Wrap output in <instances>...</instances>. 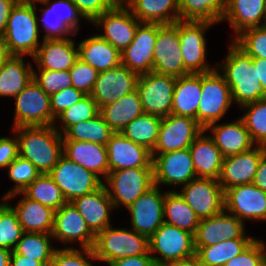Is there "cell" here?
<instances>
[{"label":"cell","instance_id":"37","mask_svg":"<svg viewBox=\"0 0 266 266\" xmlns=\"http://www.w3.org/2000/svg\"><path fill=\"white\" fill-rule=\"evenodd\" d=\"M164 222L195 235L200 219L176 191L165 193Z\"/></svg>","mask_w":266,"mask_h":266},{"label":"cell","instance_id":"4","mask_svg":"<svg viewBox=\"0 0 266 266\" xmlns=\"http://www.w3.org/2000/svg\"><path fill=\"white\" fill-rule=\"evenodd\" d=\"M35 4L16 3L12 8L4 32L8 48L13 56H34L39 48L38 21Z\"/></svg>","mask_w":266,"mask_h":266},{"label":"cell","instance_id":"19","mask_svg":"<svg viewBox=\"0 0 266 266\" xmlns=\"http://www.w3.org/2000/svg\"><path fill=\"white\" fill-rule=\"evenodd\" d=\"M92 23L103 27L105 34L99 36L111 43L121 53L133 41L141 22L123 4H119L112 10L96 17Z\"/></svg>","mask_w":266,"mask_h":266},{"label":"cell","instance_id":"3","mask_svg":"<svg viewBox=\"0 0 266 266\" xmlns=\"http://www.w3.org/2000/svg\"><path fill=\"white\" fill-rule=\"evenodd\" d=\"M88 258L110 263L149 253V238L136 231L106 227L96 235L93 249L83 248Z\"/></svg>","mask_w":266,"mask_h":266},{"label":"cell","instance_id":"48","mask_svg":"<svg viewBox=\"0 0 266 266\" xmlns=\"http://www.w3.org/2000/svg\"><path fill=\"white\" fill-rule=\"evenodd\" d=\"M234 42L252 58L266 59V26L244 30Z\"/></svg>","mask_w":266,"mask_h":266},{"label":"cell","instance_id":"59","mask_svg":"<svg viewBox=\"0 0 266 266\" xmlns=\"http://www.w3.org/2000/svg\"><path fill=\"white\" fill-rule=\"evenodd\" d=\"M16 3V0H0V35H4L8 18Z\"/></svg>","mask_w":266,"mask_h":266},{"label":"cell","instance_id":"34","mask_svg":"<svg viewBox=\"0 0 266 266\" xmlns=\"http://www.w3.org/2000/svg\"><path fill=\"white\" fill-rule=\"evenodd\" d=\"M99 113L114 133H121L131 121L144 114V111L139 94L135 90L113 103L100 107Z\"/></svg>","mask_w":266,"mask_h":266},{"label":"cell","instance_id":"1","mask_svg":"<svg viewBox=\"0 0 266 266\" xmlns=\"http://www.w3.org/2000/svg\"><path fill=\"white\" fill-rule=\"evenodd\" d=\"M17 133L19 156L30 161L41 174H48L63 154L61 130L52 126H20Z\"/></svg>","mask_w":266,"mask_h":266},{"label":"cell","instance_id":"15","mask_svg":"<svg viewBox=\"0 0 266 266\" xmlns=\"http://www.w3.org/2000/svg\"><path fill=\"white\" fill-rule=\"evenodd\" d=\"M154 185L187 184L197 178L189 148L152 156Z\"/></svg>","mask_w":266,"mask_h":266},{"label":"cell","instance_id":"54","mask_svg":"<svg viewBox=\"0 0 266 266\" xmlns=\"http://www.w3.org/2000/svg\"><path fill=\"white\" fill-rule=\"evenodd\" d=\"M83 17L93 21L106 11L112 10L120 4V0H71Z\"/></svg>","mask_w":266,"mask_h":266},{"label":"cell","instance_id":"63","mask_svg":"<svg viewBox=\"0 0 266 266\" xmlns=\"http://www.w3.org/2000/svg\"><path fill=\"white\" fill-rule=\"evenodd\" d=\"M12 56L4 35H0V67Z\"/></svg>","mask_w":266,"mask_h":266},{"label":"cell","instance_id":"45","mask_svg":"<svg viewBox=\"0 0 266 266\" xmlns=\"http://www.w3.org/2000/svg\"><path fill=\"white\" fill-rule=\"evenodd\" d=\"M7 167L10 179L16 182L17 186L3 196V201L5 202L17 194H22L21 192L41 175L39 170L30 161L21 156H18Z\"/></svg>","mask_w":266,"mask_h":266},{"label":"cell","instance_id":"5","mask_svg":"<svg viewBox=\"0 0 266 266\" xmlns=\"http://www.w3.org/2000/svg\"><path fill=\"white\" fill-rule=\"evenodd\" d=\"M218 69L201 73L202 95L197 110V122L205 129L216 123L232 104L231 90Z\"/></svg>","mask_w":266,"mask_h":266},{"label":"cell","instance_id":"53","mask_svg":"<svg viewBox=\"0 0 266 266\" xmlns=\"http://www.w3.org/2000/svg\"><path fill=\"white\" fill-rule=\"evenodd\" d=\"M85 94L70 86L50 96L52 116L56 119L64 110L79 102Z\"/></svg>","mask_w":266,"mask_h":266},{"label":"cell","instance_id":"60","mask_svg":"<svg viewBox=\"0 0 266 266\" xmlns=\"http://www.w3.org/2000/svg\"><path fill=\"white\" fill-rule=\"evenodd\" d=\"M253 184L266 192V152L261 156Z\"/></svg>","mask_w":266,"mask_h":266},{"label":"cell","instance_id":"49","mask_svg":"<svg viewBox=\"0 0 266 266\" xmlns=\"http://www.w3.org/2000/svg\"><path fill=\"white\" fill-rule=\"evenodd\" d=\"M40 72L41 74L37 75L34 70L33 80L49 96L72 86V78L69 71L40 70Z\"/></svg>","mask_w":266,"mask_h":266},{"label":"cell","instance_id":"12","mask_svg":"<svg viewBox=\"0 0 266 266\" xmlns=\"http://www.w3.org/2000/svg\"><path fill=\"white\" fill-rule=\"evenodd\" d=\"M203 131L204 128L191 117L174 114L163 117L151 155L189 148Z\"/></svg>","mask_w":266,"mask_h":266},{"label":"cell","instance_id":"29","mask_svg":"<svg viewBox=\"0 0 266 266\" xmlns=\"http://www.w3.org/2000/svg\"><path fill=\"white\" fill-rule=\"evenodd\" d=\"M203 131L189 147L197 177L218 180L223 164V155L211 136H202Z\"/></svg>","mask_w":266,"mask_h":266},{"label":"cell","instance_id":"9","mask_svg":"<svg viewBox=\"0 0 266 266\" xmlns=\"http://www.w3.org/2000/svg\"><path fill=\"white\" fill-rule=\"evenodd\" d=\"M105 180L113 190L112 192L106 186L114 208L116 206L121 207V205L128 208L142 194L154 186L153 168H130L111 171Z\"/></svg>","mask_w":266,"mask_h":266},{"label":"cell","instance_id":"41","mask_svg":"<svg viewBox=\"0 0 266 266\" xmlns=\"http://www.w3.org/2000/svg\"><path fill=\"white\" fill-rule=\"evenodd\" d=\"M161 121L159 116L144 113L131 121L121 133L152 152L157 143Z\"/></svg>","mask_w":266,"mask_h":266},{"label":"cell","instance_id":"22","mask_svg":"<svg viewBox=\"0 0 266 266\" xmlns=\"http://www.w3.org/2000/svg\"><path fill=\"white\" fill-rule=\"evenodd\" d=\"M106 149L109 172L130 168H153L151 151L122 133H113Z\"/></svg>","mask_w":266,"mask_h":266},{"label":"cell","instance_id":"32","mask_svg":"<svg viewBox=\"0 0 266 266\" xmlns=\"http://www.w3.org/2000/svg\"><path fill=\"white\" fill-rule=\"evenodd\" d=\"M201 74H188L176 79L171 114L197 120L201 100Z\"/></svg>","mask_w":266,"mask_h":266},{"label":"cell","instance_id":"52","mask_svg":"<svg viewBox=\"0 0 266 266\" xmlns=\"http://www.w3.org/2000/svg\"><path fill=\"white\" fill-rule=\"evenodd\" d=\"M224 266H266V251L262 241L255 240L244 252Z\"/></svg>","mask_w":266,"mask_h":266},{"label":"cell","instance_id":"67","mask_svg":"<svg viewBox=\"0 0 266 266\" xmlns=\"http://www.w3.org/2000/svg\"><path fill=\"white\" fill-rule=\"evenodd\" d=\"M264 21L265 22L263 24H264V26H266V7H265V14H264Z\"/></svg>","mask_w":266,"mask_h":266},{"label":"cell","instance_id":"31","mask_svg":"<svg viewBox=\"0 0 266 266\" xmlns=\"http://www.w3.org/2000/svg\"><path fill=\"white\" fill-rule=\"evenodd\" d=\"M78 57L98 72L113 69L121 64V53L99 35L79 43Z\"/></svg>","mask_w":266,"mask_h":266},{"label":"cell","instance_id":"55","mask_svg":"<svg viewBox=\"0 0 266 266\" xmlns=\"http://www.w3.org/2000/svg\"><path fill=\"white\" fill-rule=\"evenodd\" d=\"M50 266H92L81 251L74 248L56 249Z\"/></svg>","mask_w":266,"mask_h":266},{"label":"cell","instance_id":"7","mask_svg":"<svg viewBox=\"0 0 266 266\" xmlns=\"http://www.w3.org/2000/svg\"><path fill=\"white\" fill-rule=\"evenodd\" d=\"M154 252L162 256H152L156 266L192 257L196 255L194 235L164 222L149 238V253Z\"/></svg>","mask_w":266,"mask_h":266},{"label":"cell","instance_id":"39","mask_svg":"<svg viewBox=\"0 0 266 266\" xmlns=\"http://www.w3.org/2000/svg\"><path fill=\"white\" fill-rule=\"evenodd\" d=\"M114 132L100 113L95 117L70 126L62 135L63 141L92 142L106 146Z\"/></svg>","mask_w":266,"mask_h":266},{"label":"cell","instance_id":"44","mask_svg":"<svg viewBox=\"0 0 266 266\" xmlns=\"http://www.w3.org/2000/svg\"><path fill=\"white\" fill-rule=\"evenodd\" d=\"M241 107L248 110L241 119L252 141L258 146L266 147V97Z\"/></svg>","mask_w":266,"mask_h":266},{"label":"cell","instance_id":"66","mask_svg":"<svg viewBox=\"0 0 266 266\" xmlns=\"http://www.w3.org/2000/svg\"><path fill=\"white\" fill-rule=\"evenodd\" d=\"M36 1L47 5L50 0H16L17 3H27V4H35Z\"/></svg>","mask_w":266,"mask_h":266},{"label":"cell","instance_id":"64","mask_svg":"<svg viewBox=\"0 0 266 266\" xmlns=\"http://www.w3.org/2000/svg\"><path fill=\"white\" fill-rule=\"evenodd\" d=\"M163 266H201V265L197 255H194L186 259L176 260L166 263Z\"/></svg>","mask_w":266,"mask_h":266},{"label":"cell","instance_id":"46","mask_svg":"<svg viewBox=\"0 0 266 266\" xmlns=\"http://www.w3.org/2000/svg\"><path fill=\"white\" fill-rule=\"evenodd\" d=\"M0 204V247L14 250L24 231L12 206Z\"/></svg>","mask_w":266,"mask_h":266},{"label":"cell","instance_id":"2","mask_svg":"<svg viewBox=\"0 0 266 266\" xmlns=\"http://www.w3.org/2000/svg\"><path fill=\"white\" fill-rule=\"evenodd\" d=\"M218 66L224 71L232 101L235 100L240 107L265 98L253 58L235 42L230 45L225 64Z\"/></svg>","mask_w":266,"mask_h":266},{"label":"cell","instance_id":"56","mask_svg":"<svg viewBox=\"0 0 266 266\" xmlns=\"http://www.w3.org/2000/svg\"><path fill=\"white\" fill-rule=\"evenodd\" d=\"M43 15L44 28L47 30V34H45L43 39H66L68 37H65L64 35L73 33L55 14H53V16H55L54 22L51 21V14Z\"/></svg>","mask_w":266,"mask_h":266},{"label":"cell","instance_id":"50","mask_svg":"<svg viewBox=\"0 0 266 266\" xmlns=\"http://www.w3.org/2000/svg\"><path fill=\"white\" fill-rule=\"evenodd\" d=\"M72 78V87L90 95L99 72L89 64L78 59L69 70Z\"/></svg>","mask_w":266,"mask_h":266},{"label":"cell","instance_id":"38","mask_svg":"<svg viewBox=\"0 0 266 266\" xmlns=\"http://www.w3.org/2000/svg\"><path fill=\"white\" fill-rule=\"evenodd\" d=\"M256 239L223 240L218 244L201 247L196 255L201 266H224L244 252Z\"/></svg>","mask_w":266,"mask_h":266},{"label":"cell","instance_id":"57","mask_svg":"<svg viewBox=\"0 0 266 266\" xmlns=\"http://www.w3.org/2000/svg\"><path fill=\"white\" fill-rule=\"evenodd\" d=\"M19 156L18 140L8 137L0 138V167H7Z\"/></svg>","mask_w":266,"mask_h":266},{"label":"cell","instance_id":"28","mask_svg":"<svg viewBox=\"0 0 266 266\" xmlns=\"http://www.w3.org/2000/svg\"><path fill=\"white\" fill-rule=\"evenodd\" d=\"M63 155L97 176L109 173L106 146L81 141H63Z\"/></svg>","mask_w":266,"mask_h":266},{"label":"cell","instance_id":"26","mask_svg":"<svg viewBox=\"0 0 266 266\" xmlns=\"http://www.w3.org/2000/svg\"><path fill=\"white\" fill-rule=\"evenodd\" d=\"M71 203L95 235L111 226L109 212L115 208L105 184L93 193L73 199Z\"/></svg>","mask_w":266,"mask_h":266},{"label":"cell","instance_id":"51","mask_svg":"<svg viewBox=\"0 0 266 266\" xmlns=\"http://www.w3.org/2000/svg\"><path fill=\"white\" fill-rule=\"evenodd\" d=\"M61 6L65 8V11H63ZM59 9L61 11L60 13ZM42 11L43 14H55L59 20L73 32V34H75L77 29H79L78 17L82 16V18H84L78 11L77 6L71 0H58L53 5L50 4V7H47V9H42Z\"/></svg>","mask_w":266,"mask_h":266},{"label":"cell","instance_id":"14","mask_svg":"<svg viewBox=\"0 0 266 266\" xmlns=\"http://www.w3.org/2000/svg\"><path fill=\"white\" fill-rule=\"evenodd\" d=\"M213 23L209 21H179L180 51L184 68L190 74L213 70L205 64L206 42L204 32Z\"/></svg>","mask_w":266,"mask_h":266},{"label":"cell","instance_id":"6","mask_svg":"<svg viewBox=\"0 0 266 266\" xmlns=\"http://www.w3.org/2000/svg\"><path fill=\"white\" fill-rule=\"evenodd\" d=\"M48 175L62 190L67 202L93 193L104 185L99 176L68 159L63 154Z\"/></svg>","mask_w":266,"mask_h":266},{"label":"cell","instance_id":"8","mask_svg":"<svg viewBox=\"0 0 266 266\" xmlns=\"http://www.w3.org/2000/svg\"><path fill=\"white\" fill-rule=\"evenodd\" d=\"M176 79L153 71L139 75L136 90L144 113L161 118L171 114Z\"/></svg>","mask_w":266,"mask_h":266},{"label":"cell","instance_id":"40","mask_svg":"<svg viewBox=\"0 0 266 266\" xmlns=\"http://www.w3.org/2000/svg\"><path fill=\"white\" fill-rule=\"evenodd\" d=\"M227 0H179L181 21L220 22L225 14Z\"/></svg>","mask_w":266,"mask_h":266},{"label":"cell","instance_id":"23","mask_svg":"<svg viewBox=\"0 0 266 266\" xmlns=\"http://www.w3.org/2000/svg\"><path fill=\"white\" fill-rule=\"evenodd\" d=\"M51 235L63 243L79 240L85 249H93L96 239V235L71 202L65 203L54 212Z\"/></svg>","mask_w":266,"mask_h":266},{"label":"cell","instance_id":"17","mask_svg":"<svg viewBox=\"0 0 266 266\" xmlns=\"http://www.w3.org/2000/svg\"><path fill=\"white\" fill-rule=\"evenodd\" d=\"M138 77V74L120 64L113 69L99 72L90 95L100 108L135 91Z\"/></svg>","mask_w":266,"mask_h":266},{"label":"cell","instance_id":"65","mask_svg":"<svg viewBox=\"0 0 266 266\" xmlns=\"http://www.w3.org/2000/svg\"><path fill=\"white\" fill-rule=\"evenodd\" d=\"M12 251L0 247V266H10Z\"/></svg>","mask_w":266,"mask_h":266},{"label":"cell","instance_id":"20","mask_svg":"<svg viewBox=\"0 0 266 266\" xmlns=\"http://www.w3.org/2000/svg\"><path fill=\"white\" fill-rule=\"evenodd\" d=\"M224 208L241 221L266 220V192L253 183L233 186L224 191Z\"/></svg>","mask_w":266,"mask_h":266},{"label":"cell","instance_id":"11","mask_svg":"<svg viewBox=\"0 0 266 266\" xmlns=\"http://www.w3.org/2000/svg\"><path fill=\"white\" fill-rule=\"evenodd\" d=\"M14 128L20 126H52L50 96L33 80L17 96Z\"/></svg>","mask_w":266,"mask_h":266},{"label":"cell","instance_id":"27","mask_svg":"<svg viewBox=\"0 0 266 266\" xmlns=\"http://www.w3.org/2000/svg\"><path fill=\"white\" fill-rule=\"evenodd\" d=\"M215 124L208 125L204 131L211 129L213 132V137L211 136V138L222 152L224 158L253 148L254 142L241 118L229 124Z\"/></svg>","mask_w":266,"mask_h":266},{"label":"cell","instance_id":"13","mask_svg":"<svg viewBox=\"0 0 266 266\" xmlns=\"http://www.w3.org/2000/svg\"><path fill=\"white\" fill-rule=\"evenodd\" d=\"M178 193L201 220L224 210V191L218 180L195 178Z\"/></svg>","mask_w":266,"mask_h":266},{"label":"cell","instance_id":"58","mask_svg":"<svg viewBox=\"0 0 266 266\" xmlns=\"http://www.w3.org/2000/svg\"><path fill=\"white\" fill-rule=\"evenodd\" d=\"M108 264L109 266H156L151 254L122 258Z\"/></svg>","mask_w":266,"mask_h":266},{"label":"cell","instance_id":"25","mask_svg":"<svg viewBox=\"0 0 266 266\" xmlns=\"http://www.w3.org/2000/svg\"><path fill=\"white\" fill-rule=\"evenodd\" d=\"M33 58L39 70L69 71L79 59L72 39H43Z\"/></svg>","mask_w":266,"mask_h":266},{"label":"cell","instance_id":"43","mask_svg":"<svg viewBox=\"0 0 266 266\" xmlns=\"http://www.w3.org/2000/svg\"><path fill=\"white\" fill-rule=\"evenodd\" d=\"M51 237L52 235L48 233L24 232L13 251L18 255L41 261L45 266H50L56 251L50 245Z\"/></svg>","mask_w":266,"mask_h":266},{"label":"cell","instance_id":"18","mask_svg":"<svg viewBox=\"0 0 266 266\" xmlns=\"http://www.w3.org/2000/svg\"><path fill=\"white\" fill-rule=\"evenodd\" d=\"M157 23L141 22L130 45L121 52V64L138 75L153 71Z\"/></svg>","mask_w":266,"mask_h":266},{"label":"cell","instance_id":"61","mask_svg":"<svg viewBox=\"0 0 266 266\" xmlns=\"http://www.w3.org/2000/svg\"><path fill=\"white\" fill-rule=\"evenodd\" d=\"M10 266H45L41 261H37L33 258L26 257L24 255H18L12 251L10 258Z\"/></svg>","mask_w":266,"mask_h":266},{"label":"cell","instance_id":"10","mask_svg":"<svg viewBox=\"0 0 266 266\" xmlns=\"http://www.w3.org/2000/svg\"><path fill=\"white\" fill-rule=\"evenodd\" d=\"M180 50L179 21L174 24L157 23L153 72L176 78L190 74L184 68Z\"/></svg>","mask_w":266,"mask_h":266},{"label":"cell","instance_id":"24","mask_svg":"<svg viewBox=\"0 0 266 266\" xmlns=\"http://www.w3.org/2000/svg\"><path fill=\"white\" fill-rule=\"evenodd\" d=\"M265 152L266 147L256 146L249 151L225 157L218 179L223 191L236 185L253 183L259 161Z\"/></svg>","mask_w":266,"mask_h":266},{"label":"cell","instance_id":"42","mask_svg":"<svg viewBox=\"0 0 266 266\" xmlns=\"http://www.w3.org/2000/svg\"><path fill=\"white\" fill-rule=\"evenodd\" d=\"M21 193L27 198L38 201L54 211L60 209L65 203H67L62 190L48 174H41Z\"/></svg>","mask_w":266,"mask_h":266},{"label":"cell","instance_id":"21","mask_svg":"<svg viewBox=\"0 0 266 266\" xmlns=\"http://www.w3.org/2000/svg\"><path fill=\"white\" fill-rule=\"evenodd\" d=\"M165 194H161L154 185L146 193L133 202L128 210L132 215V230L150 238L164 223Z\"/></svg>","mask_w":266,"mask_h":266},{"label":"cell","instance_id":"47","mask_svg":"<svg viewBox=\"0 0 266 266\" xmlns=\"http://www.w3.org/2000/svg\"><path fill=\"white\" fill-rule=\"evenodd\" d=\"M99 113V108L91 97L85 95L79 102L64 110L56 118L63 122V134L70 126L89 120Z\"/></svg>","mask_w":266,"mask_h":266},{"label":"cell","instance_id":"36","mask_svg":"<svg viewBox=\"0 0 266 266\" xmlns=\"http://www.w3.org/2000/svg\"><path fill=\"white\" fill-rule=\"evenodd\" d=\"M34 70L22 56H12L0 67V96H17L33 81Z\"/></svg>","mask_w":266,"mask_h":266},{"label":"cell","instance_id":"33","mask_svg":"<svg viewBox=\"0 0 266 266\" xmlns=\"http://www.w3.org/2000/svg\"><path fill=\"white\" fill-rule=\"evenodd\" d=\"M265 7L266 0H227L221 21L229 20L238 36L249 28L264 26L262 18L264 19Z\"/></svg>","mask_w":266,"mask_h":266},{"label":"cell","instance_id":"30","mask_svg":"<svg viewBox=\"0 0 266 266\" xmlns=\"http://www.w3.org/2000/svg\"><path fill=\"white\" fill-rule=\"evenodd\" d=\"M140 22L174 24L180 21L179 0H120ZM170 10L174 13L170 16Z\"/></svg>","mask_w":266,"mask_h":266},{"label":"cell","instance_id":"35","mask_svg":"<svg viewBox=\"0 0 266 266\" xmlns=\"http://www.w3.org/2000/svg\"><path fill=\"white\" fill-rule=\"evenodd\" d=\"M24 232L51 234L54 210L24 195L17 206L12 207Z\"/></svg>","mask_w":266,"mask_h":266},{"label":"cell","instance_id":"62","mask_svg":"<svg viewBox=\"0 0 266 266\" xmlns=\"http://www.w3.org/2000/svg\"><path fill=\"white\" fill-rule=\"evenodd\" d=\"M255 68H257L258 79L261 82L263 95L266 97V59L253 58Z\"/></svg>","mask_w":266,"mask_h":266},{"label":"cell","instance_id":"16","mask_svg":"<svg viewBox=\"0 0 266 266\" xmlns=\"http://www.w3.org/2000/svg\"><path fill=\"white\" fill-rule=\"evenodd\" d=\"M243 221L227 214L225 210L209 218L201 219L194 235V248L218 244L223 240L254 239L244 235Z\"/></svg>","mask_w":266,"mask_h":266}]
</instances>
